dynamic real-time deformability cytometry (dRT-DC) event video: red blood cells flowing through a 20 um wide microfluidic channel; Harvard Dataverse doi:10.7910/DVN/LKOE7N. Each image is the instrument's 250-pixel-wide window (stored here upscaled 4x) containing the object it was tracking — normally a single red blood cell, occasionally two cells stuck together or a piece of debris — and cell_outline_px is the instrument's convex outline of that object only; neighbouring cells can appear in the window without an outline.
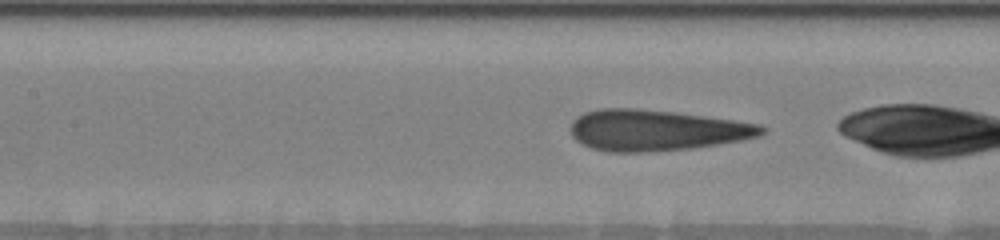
{"species": "human", "species_latin": "Homo sapiens", "temperature_condition": "warm", "stored_images_in_passage": 34, "camera_frame_rate_fps": 3000, "um_per_image_px": 0.085, "donor": {"sex": "male"}, "frame": {"image": 1, "passage_image": 25, "time_ms": 8.0, "image_size_px": [1000, 240], "cell_outline_px": [[764, 132], [760, 136], [744, 140], [692, 148], [640, 152], [608, 152], [592, 148], [576, 140], [572, 136], [572, 120], [576, 116], [584, 112], [600, 108], [636, 108], [676, 112], [760, 124], [764, 128]], "centroid_in_image_um": [55.76, 11.06], "position_along_channel_um": 151.6, "area_um2": 45.55}}